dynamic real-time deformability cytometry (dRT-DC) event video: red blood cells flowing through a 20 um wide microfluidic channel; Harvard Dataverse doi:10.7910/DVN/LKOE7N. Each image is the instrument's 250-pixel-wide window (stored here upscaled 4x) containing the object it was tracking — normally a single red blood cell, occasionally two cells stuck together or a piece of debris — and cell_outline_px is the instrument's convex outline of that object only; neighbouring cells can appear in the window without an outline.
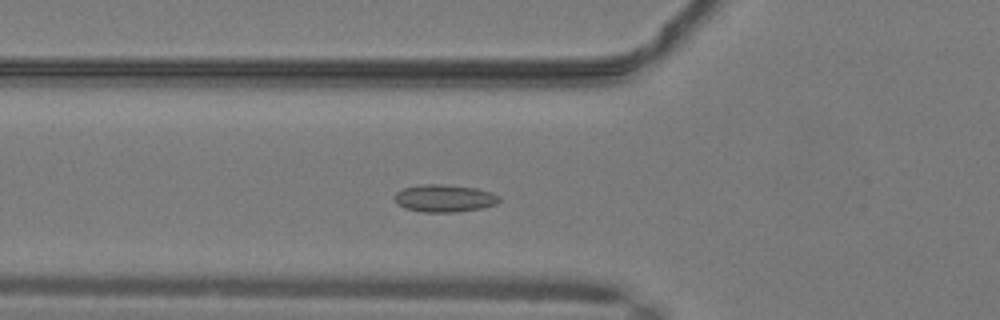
{"species": "common noctule bat (a hibernating species)", "species_latin": "Nyctalus noctula", "temperature_condition": "warm", "stored_images_in_passage": 20, "camera_frame_rate_fps": 3000, "um_per_image_px": 0.085, "animal": {"sex": "male", "body_mass_g": 19.2, "forearm_length_mm": 51.8}, "frame": {"image": 1, "passage_image": 12, "time_ms": 3.667, "image_size_px": [1000, 320], "cell_outline_px": [[500, 200], [496, 204], [480, 208], [456, 212], [424, 212], [404, 208], [396, 204], [396, 192], [404, 188], [420, 184], [440, 184], [476, 188], [492, 192], [500, 196]], "centroid_in_image_um": [37.78, 16.85], "position_along_channel_um": 88.0, "area_um2": 16.7}}
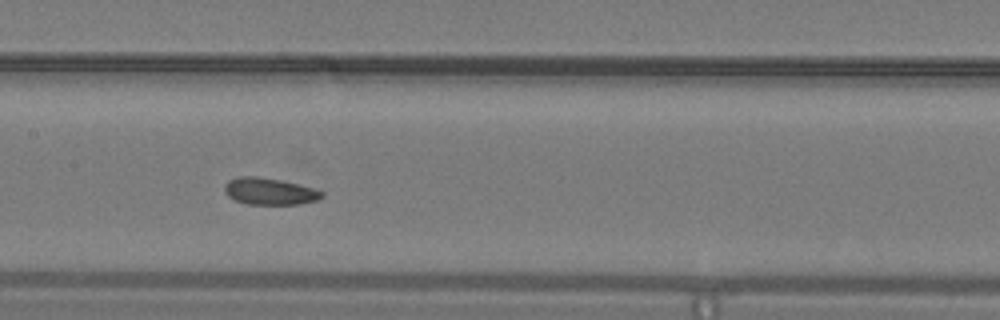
{"frame": {"image": 2, "passage_image": 19, "time_ms": 6.0, "image_size_px": [1000, 320], "cell_outline_px": [[324, 196], [316, 200], [296, 204], [248, 204], [236, 200], [228, 196], [224, 192], [224, 184], [228, 180], [236, 176], [256, 176], [280, 180], [312, 188], [324, 192]], "centroid_in_image_um": [22.86, 16.25], "position_along_channel_um": 184.5, "area_um2": 15.09}}